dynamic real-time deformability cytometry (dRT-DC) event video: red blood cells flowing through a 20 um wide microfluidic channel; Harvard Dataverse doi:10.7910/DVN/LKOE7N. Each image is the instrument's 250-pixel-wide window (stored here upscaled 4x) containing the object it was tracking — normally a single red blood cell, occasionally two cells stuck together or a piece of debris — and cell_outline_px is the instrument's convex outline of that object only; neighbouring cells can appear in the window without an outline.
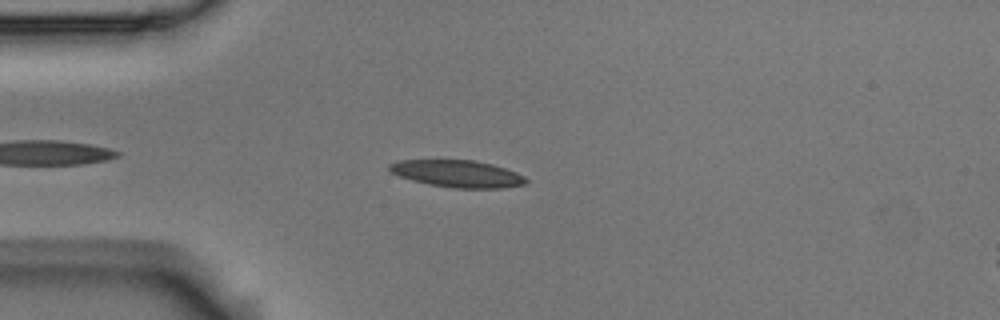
{"species": "Egyptian fruit bat (a non-hibernating species)", "species_latin": "Rousettus aegyptiacus", "temperature_condition": "room temperature", "stored_images_in_passage": 8, "camera_frame_rate_fps": 3000, "um_per_image_px": 0.085, "animal": {"sex": "male"}, "frame": {"image": 1, "passage_image": 6, "time_ms": 1.667, "image_size_px": [1000, 320], "cell_outline_px": [[528, 180], [524, 184], [500, 188], [456, 188], [428, 184], [412, 180], [400, 176], [392, 172], [388, 168], [388, 164], [396, 160], [476, 160], [492, 164], [516, 172], [524, 176]], "centroid_in_image_um": [38.86, 14.75], "position_along_channel_um": 46.1, "area_um2": 21.44}}
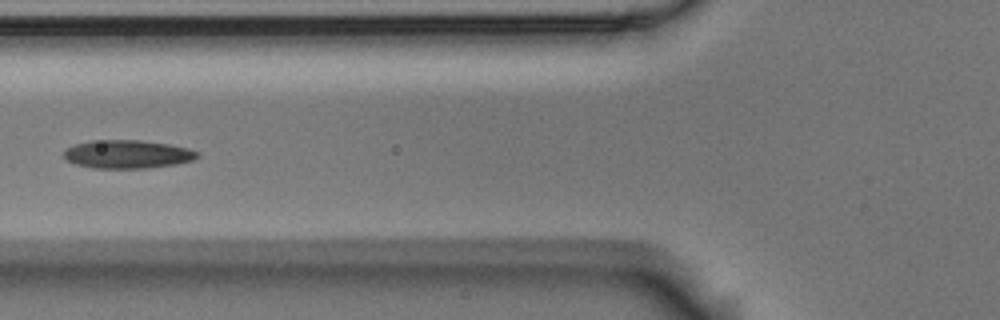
{"frame": {"image": 2, "passage_image": 8, "time_ms": 2.333, "image_size_px": [1000, 320], "cell_outline_px": [[200, 156], [192, 160], [176, 164], [148, 168], [92, 168], [76, 164], [68, 160], [64, 156], [64, 152], [68, 148], [76, 144], [92, 140], [140, 140], [168, 144], [188, 148], [200, 152]], "centroid_in_image_um": [10.87, 13.11], "position_along_channel_um": 114.9, "area_um2": 21.96}}